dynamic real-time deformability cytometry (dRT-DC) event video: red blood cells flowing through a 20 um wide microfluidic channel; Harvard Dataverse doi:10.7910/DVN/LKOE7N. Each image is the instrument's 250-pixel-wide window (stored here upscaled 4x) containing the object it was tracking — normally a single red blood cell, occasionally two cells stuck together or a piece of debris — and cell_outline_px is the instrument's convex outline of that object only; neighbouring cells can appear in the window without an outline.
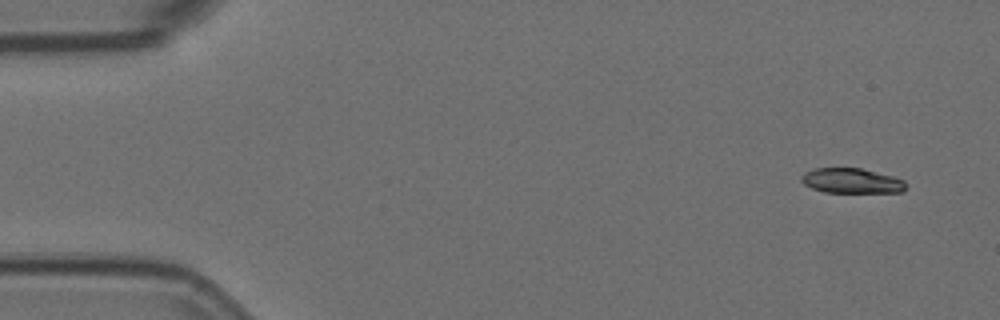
{"species": "Egyptian fruit bat (a non-hibernating species)", "species_latin": "Rousettus aegyptiacus", "temperature_condition": "room temperature", "stored_images_in_passage": 3, "camera_frame_rate_fps": 3000, "um_per_image_px": 0.085, "animal": {"sex": "female"}, "frame": {"image": 1, "passage_image": 3, "time_ms": 0.667, "image_size_px": [1000, 320], "cell_outline_px": [[904, 192], [824, 192], [812, 188], [804, 184], [800, 180], [800, 176], [804, 172], [812, 168], [860, 168], [892, 176], [904, 180]], "centroid_in_image_um": [72.32, 15.36], "position_along_channel_um": 12.7, "area_um2": 15.14}}